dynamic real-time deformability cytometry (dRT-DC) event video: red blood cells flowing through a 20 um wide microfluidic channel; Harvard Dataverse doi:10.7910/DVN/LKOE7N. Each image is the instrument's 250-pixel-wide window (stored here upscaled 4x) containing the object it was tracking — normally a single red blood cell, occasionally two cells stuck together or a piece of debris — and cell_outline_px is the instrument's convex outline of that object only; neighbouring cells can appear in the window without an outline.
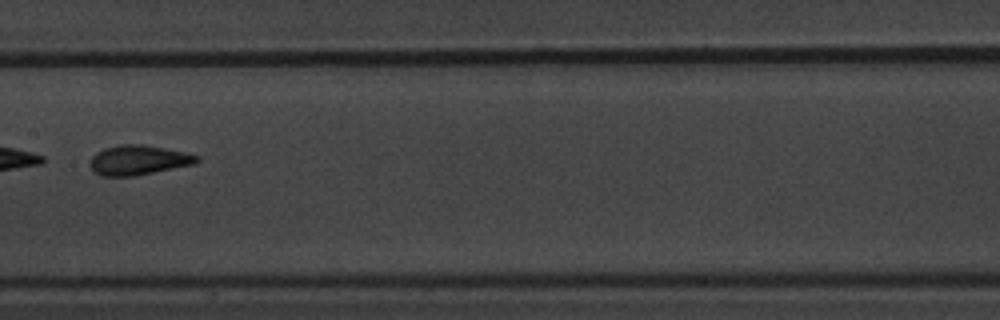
{"species": "common noctule bat (a hibernating species)", "species_latin": "Nyctalus noctula", "temperature_condition": "warm", "stored_images_in_passage": 10, "camera_frame_rate_fps": 3000, "um_per_image_px": 0.085, "animal": {"sex": "male", "body_mass_g": 20.1, "forearm_length_mm": 53.5}, "frame": {"image": 1, "passage_image": 9, "time_ms": 9.333, "image_size_px": [1000, 320], "cell_outline_px": [[200, 160], [196, 164], [136, 176], [100, 176], [88, 164], [92, 156], [96, 152], [104, 148], [120, 144], [140, 144], [164, 148], [184, 152], [200, 156]], "centroid_in_image_um": [11.77, 13.61], "position_along_channel_um": 195.6, "area_um2": 18.67}}
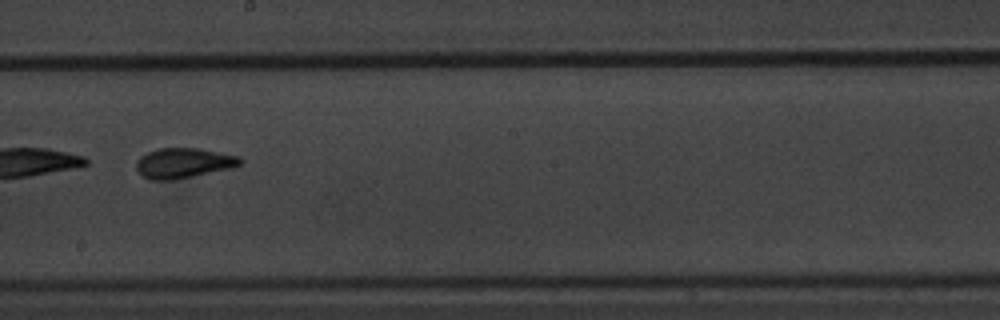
{"frame": {"image": 2, "passage_image": 10, "time_ms": 10.333, "image_size_px": [1000, 320], "cell_outline_px": [[244, 160], [240, 164], [232, 168], [172, 180], [148, 180], [140, 176], [136, 168], [136, 160], [140, 156], [156, 148], [200, 148], [240, 156]], "centroid_in_image_um": [15.57, 13.85], "position_along_channel_um": 232.6, "area_um2": 18.5}}